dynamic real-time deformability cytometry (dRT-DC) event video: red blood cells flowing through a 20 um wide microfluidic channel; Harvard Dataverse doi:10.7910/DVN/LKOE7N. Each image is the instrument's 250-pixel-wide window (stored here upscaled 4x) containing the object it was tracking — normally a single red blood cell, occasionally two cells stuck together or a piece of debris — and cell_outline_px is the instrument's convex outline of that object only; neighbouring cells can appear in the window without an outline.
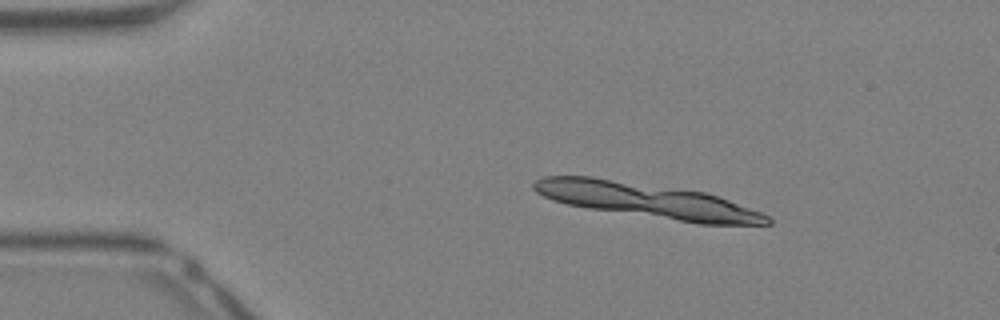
{"species": "Egyptian fruit bat (a non-hibernating species)", "species_latin": "Rousettus aegyptiacus", "temperature_condition": "warm", "stored_images_in_passage": 8, "segment_of_instrument_passage": [2, 2], "camera_frame_rate_fps": 3000, "um_per_image_px": 0.085, "animal": {"sex": "female"}, "frame": {"image": 1, "passage_image": 8, "time_ms": 2.333, "image_size_px": [1000, 320], "cell_outline_px": [[760, 224], [744, 224], [688, 220], [672, 216], [664, 212], [700, 196], [712, 196], [732, 204]], "centroid_in_image_um": [60.42, 17.98], "position_along_channel_um": 24.6, "area_um2": 11.04}}